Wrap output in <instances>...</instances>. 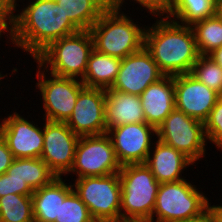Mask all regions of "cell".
I'll return each instance as SVG.
<instances>
[{"mask_svg":"<svg viewBox=\"0 0 222 222\" xmlns=\"http://www.w3.org/2000/svg\"><path fill=\"white\" fill-rule=\"evenodd\" d=\"M80 31L55 1L29 0L17 15H13L12 44L33 57L50 43Z\"/></svg>","mask_w":222,"mask_h":222,"instance_id":"1","label":"cell"},{"mask_svg":"<svg viewBox=\"0 0 222 222\" xmlns=\"http://www.w3.org/2000/svg\"><path fill=\"white\" fill-rule=\"evenodd\" d=\"M158 17L151 27L146 26L145 49L165 76L190 73L200 56L191 26L166 15Z\"/></svg>","mask_w":222,"mask_h":222,"instance_id":"2","label":"cell"},{"mask_svg":"<svg viewBox=\"0 0 222 222\" xmlns=\"http://www.w3.org/2000/svg\"><path fill=\"white\" fill-rule=\"evenodd\" d=\"M121 10L112 3L89 30L94 49L123 59L144 47L146 25L140 27Z\"/></svg>","mask_w":222,"mask_h":222,"instance_id":"3","label":"cell"},{"mask_svg":"<svg viewBox=\"0 0 222 222\" xmlns=\"http://www.w3.org/2000/svg\"><path fill=\"white\" fill-rule=\"evenodd\" d=\"M119 177L121 222H149L160 183L145 163L123 165Z\"/></svg>","mask_w":222,"mask_h":222,"instance_id":"4","label":"cell"},{"mask_svg":"<svg viewBox=\"0 0 222 222\" xmlns=\"http://www.w3.org/2000/svg\"><path fill=\"white\" fill-rule=\"evenodd\" d=\"M93 49L90 30H80L50 43L34 61L49 74L82 80Z\"/></svg>","mask_w":222,"mask_h":222,"instance_id":"5","label":"cell"},{"mask_svg":"<svg viewBox=\"0 0 222 222\" xmlns=\"http://www.w3.org/2000/svg\"><path fill=\"white\" fill-rule=\"evenodd\" d=\"M208 202L207 196L187 179L162 183L149 222H182L198 217L207 210Z\"/></svg>","mask_w":222,"mask_h":222,"instance_id":"6","label":"cell"},{"mask_svg":"<svg viewBox=\"0 0 222 222\" xmlns=\"http://www.w3.org/2000/svg\"><path fill=\"white\" fill-rule=\"evenodd\" d=\"M72 186L96 222H121L119 173L78 178Z\"/></svg>","mask_w":222,"mask_h":222,"instance_id":"7","label":"cell"},{"mask_svg":"<svg viewBox=\"0 0 222 222\" xmlns=\"http://www.w3.org/2000/svg\"><path fill=\"white\" fill-rule=\"evenodd\" d=\"M156 138L185 154L194 163L205 157L207 138L204 122L174 110L156 129Z\"/></svg>","mask_w":222,"mask_h":222,"instance_id":"8","label":"cell"},{"mask_svg":"<svg viewBox=\"0 0 222 222\" xmlns=\"http://www.w3.org/2000/svg\"><path fill=\"white\" fill-rule=\"evenodd\" d=\"M121 168L107 134L80 136L72 168L67 174L72 172L78 179L119 173Z\"/></svg>","mask_w":222,"mask_h":222,"instance_id":"9","label":"cell"},{"mask_svg":"<svg viewBox=\"0 0 222 222\" xmlns=\"http://www.w3.org/2000/svg\"><path fill=\"white\" fill-rule=\"evenodd\" d=\"M37 89L40 90L45 112L43 119L66 122L72 115L80 90L85 86L76 78L59 77L37 66ZM42 69V71H41ZM47 75V77H46Z\"/></svg>","mask_w":222,"mask_h":222,"instance_id":"10","label":"cell"},{"mask_svg":"<svg viewBox=\"0 0 222 222\" xmlns=\"http://www.w3.org/2000/svg\"><path fill=\"white\" fill-rule=\"evenodd\" d=\"M44 146L41 159L57 177L66 175L72 168L77 142L80 138L65 122L44 120Z\"/></svg>","mask_w":222,"mask_h":222,"instance_id":"11","label":"cell"},{"mask_svg":"<svg viewBox=\"0 0 222 222\" xmlns=\"http://www.w3.org/2000/svg\"><path fill=\"white\" fill-rule=\"evenodd\" d=\"M105 101V89L84 86L65 123L78 136L106 134Z\"/></svg>","mask_w":222,"mask_h":222,"instance_id":"12","label":"cell"},{"mask_svg":"<svg viewBox=\"0 0 222 222\" xmlns=\"http://www.w3.org/2000/svg\"><path fill=\"white\" fill-rule=\"evenodd\" d=\"M106 134L121 166L145 163L154 145L151 139L157 135L156 129L148 123L121 125L108 129Z\"/></svg>","mask_w":222,"mask_h":222,"instance_id":"13","label":"cell"},{"mask_svg":"<svg viewBox=\"0 0 222 222\" xmlns=\"http://www.w3.org/2000/svg\"><path fill=\"white\" fill-rule=\"evenodd\" d=\"M164 76L150 53L143 47L121 60L116 80L112 87L106 90L140 96L150 84Z\"/></svg>","mask_w":222,"mask_h":222,"instance_id":"14","label":"cell"},{"mask_svg":"<svg viewBox=\"0 0 222 222\" xmlns=\"http://www.w3.org/2000/svg\"><path fill=\"white\" fill-rule=\"evenodd\" d=\"M0 123V136L14 158H40L44 146L43 129L17 112Z\"/></svg>","mask_w":222,"mask_h":222,"instance_id":"15","label":"cell"},{"mask_svg":"<svg viewBox=\"0 0 222 222\" xmlns=\"http://www.w3.org/2000/svg\"><path fill=\"white\" fill-rule=\"evenodd\" d=\"M174 86L175 108L202 122L221 97L190 73L174 76Z\"/></svg>","mask_w":222,"mask_h":222,"instance_id":"16","label":"cell"},{"mask_svg":"<svg viewBox=\"0 0 222 222\" xmlns=\"http://www.w3.org/2000/svg\"><path fill=\"white\" fill-rule=\"evenodd\" d=\"M146 123L157 129L175 108L174 76H164L140 95Z\"/></svg>","mask_w":222,"mask_h":222,"instance_id":"17","label":"cell"},{"mask_svg":"<svg viewBox=\"0 0 222 222\" xmlns=\"http://www.w3.org/2000/svg\"><path fill=\"white\" fill-rule=\"evenodd\" d=\"M155 146L150 150L145 164L160 183L176 182L183 180L182 172L188 166L196 164L182 152L156 140Z\"/></svg>","mask_w":222,"mask_h":222,"instance_id":"18","label":"cell"},{"mask_svg":"<svg viewBox=\"0 0 222 222\" xmlns=\"http://www.w3.org/2000/svg\"><path fill=\"white\" fill-rule=\"evenodd\" d=\"M105 122L107 130L125 124L146 123L140 96L106 90Z\"/></svg>","mask_w":222,"mask_h":222,"instance_id":"19","label":"cell"},{"mask_svg":"<svg viewBox=\"0 0 222 222\" xmlns=\"http://www.w3.org/2000/svg\"><path fill=\"white\" fill-rule=\"evenodd\" d=\"M73 190L72 184L63 177H56L51 183L34 190L32 208L34 222H55L59 220L60 202Z\"/></svg>","mask_w":222,"mask_h":222,"instance_id":"20","label":"cell"},{"mask_svg":"<svg viewBox=\"0 0 222 222\" xmlns=\"http://www.w3.org/2000/svg\"><path fill=\"white\" fill-rule=\"evenodd\" d=\"M121 60L118 57L106 55L93 49L82 83L86 87L109 89L114 84L120 70Z\"/></svg>","mask_w":222,"mask_h":222,"instance_id":"21","label":"cell"},{"mask_svg":"<svg viewBox=\"0 0 222 222\" xmlns=\"http://www.w3.org/2000/svg\"><path fill=\"white\" fill-rule=\"evenodd\" d=\"M79 29L89 30L113 0H55Z\"/></svg>","mask_w":222,"mask_h":222,"instance_id":"22","label":"cell"},{"mask_svg":"<svg viewBox=\"0 0 222 222\" xmlns=\"http://www.w3.org/2000/svg\"><path fill=\"white\" fill-rule=\"evenodd\" d=\"M7 173L13 179L27 182L33 190L48 185L57 177L41 158H14Z\"/></svg>","mask_w":222,"mask_h":222,"instance_id":"23","label":"cell"},{"mask_svg":"<svg viewBox=\"0 0 222 222\" xmlns=\"http://www.w3.org/2000/svg\"><path fill=\"white\" fill-rule=\"evenodd\" d=\"M213 15H215V0H175L166 16L180 24L191 26Z\"/></svg>","mask_w":222,"mask_h":222,"instance_id":"24","label":"cell"},{"mask_svg":"<svg viewBox=\"0 0 222 222\" xmlns=\"http://www.w3.org/2000/svg\"><path fill=\"white\" fill-rule=\"evenodd\" d=\"M200 55H208L222 46V21L213 15L191 25Z\"/></svg>","mask_w":222,"mask_h":222,"instance_id":"25","label":"cell"},{"mask_svg":"<svg viewBox=\"0 0 222 222\" xmlns=\"http://www.w3.org/2000/svg\"><path fill=\"white\" fill-rule=\"evenodd\" d=\"M0 222H34L31 195L0 197Z\"/></svg>","mask_w":222,"mask_h":222,"instance_id":"26","label":"cell"},{"mask_svg":"<svg viewBox=\"0 0 222 222\" xmlns=\"http://www.w3.org/2000/svg\"><path fill=\"white\" fill-rule=\"evenodd\" d=\"M190 74L222 96V67L207 55H200Z\"/></svg>","mask_w":222,"mask_h":222,"instance_id":"27","label":"cell"},{"mask_svg":"<svg viewBox=\"0 0 222 222\" xmlns=\"http://www.w3.org/2000/svg\"><path fill=\"white\" fill-rule=\"evenodd\" d=\"M55 222H96L91 216L88 207L80 199L77 193L72 190L60 202L59 220Z\"/></svg>","mask_w":222,"mask_h":222,"instance_id":"28","label":"cell"},{"mask_svg":"<svg viewBox=\"0 0 222 222\" xmlns=\"http://www.w3.org/2000/svg\"><path fill=\"white\" fill-rule=\"evenodd\" d=\"M207 142L222 150V96L219 98L208 118L204 121Z\"/></svg>","mask_w":222,"mask_h":222,"instance_id":"29","label":"cell"},{"mask_svg":"<svg viewBox=\"0 0 222 222\" xmlns=\"http://www.w3.org/2000/svg\"><path fill=\"white\" fill-rule=\"evenodd\" d=\"M17 6H19L17 0H0V37L4 33H9L4 36H7L8 40L10 39L13 29V15L15 11L19 12L16 10Z\"/></svg>","mask_w":222,"mask_h":222,"instance_id":"30","label":"cell"},{"mask_svg":"<svg viewBox=\"0 0 222 222\" xmlns=\"http://www.w3.org/2000/svg\"><path fill=\"white\" fill-rule=\"evenodd\" d=\"M139 3L142 7L148 10L153 16H165L172 9L175 0H132ZM124 0H113V3L118 7H123Z\"/></svg>","mask_w":222,"mask_h":222,"instance_id":"31","label":"cell"},{"mask_svg":"<svg viewBox=\"0 0 222 222\" xmlns=\"http://www.w3.org/2000/svg\"><path fill=\"white\" fill-rule=\"evenodd\" d=\"M14 157L9 150L7 143L0 136V175L7 172L11 166Z\"/></svg>","mask_w":222,"mask_h":222,"instance_id":"32","label":"cell"},{"mask_svg":"<svg viewBox=\"0 0 222 222\" xmlns=\"http://www.w3.org/2000/svg\"><path fill=\"white\" fill-rule=\"evenodd\" d=\"M13 194L12 176L7 172L0 175V197Z\"/></svg>","mask_w":222,"mask_h":222,"instance_id":"33","label":"cell"},{"mask_svg":"<svg viewBox=\"0 0 222 222\" xmlns=\"http://www.w3.org/2000/svg\"><path fill=\"white\" fill-rule=\"evenodd\" d=\"M12 184H13V194L32 195L34 192V190L25 181L12 178Z\"/></svg>","mask_w":222,"mask_h":222,"instance_id":"34","label":"cell"},{"mask_svg":"<svg viewBox=\"0 0 222 222\" xmlns=\"http://www.w3.org/2000/svg\"><path fill=\"white\" fill-rule=\"evenodd\" d=\"M182 222H215L211 212L207 209L200 216Z\"/></svg>","mask_w":222,"mask_h":222,"instance_id":"35","label":"cell"},{"mask_svg":"<svg viewBox=\"0 0 222 222\" xmlns=\"http://www.w3.org/2000/svg\"><path fill=\"white\" fill-rule=\"evenodd\" d=\"M207 209L211 212L212 216L214 217L215 222H222V205H212L209 204Z\"/></svg>","mask_w":222,"mask_h":222,"instance_id":"36","label":"cell"},{"mask_svg":"<svg viewBox=\"0 0 222 222\" xmlns=\"http://www.w3.org/2000/svg\"><path fill=\"white\" fill-rule=\"evenodd\" d=\"M207 56L222 67V46L213 50Z\"/></svg>","mask_w":222,"mask_h":222,"instance_id":"37","label":"cell"},{"mask_svg":"<svg viewBox=\"0 0 222 222\" xmlns=\"http://www.w3.org/2000/svg\"><path fill=\"white\" fill-rule=\"evenodd\" d=\"M215 15L222 21V0H215Z\"/></svg>","mask_w":222,"mask_h":222,"instance_id":"38","label":"cell"},{"mask_svg":"<svg viewBox=\"0 0 222 222\" xmlns=\"http://www.w3.org/2000/svg\"><path fill=\"white\" fill-rule=\"evenodd\" d=\"M5 76H7V74H6V75H4V74L2 75L1 72H0V80H1V81H2V79H3Z\"/></svg>","mask_w":222,"mask_h":222,"instance_id":"39","label":"cell"}]
</instances>
